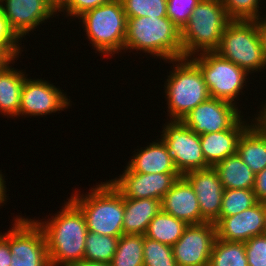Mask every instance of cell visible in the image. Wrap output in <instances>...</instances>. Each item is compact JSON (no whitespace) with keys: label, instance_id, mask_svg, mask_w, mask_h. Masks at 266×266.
<instances>
[{"label":"cell","instance_id":"cell-1","mask_svg":"<svg viewBox=\"0 0 266 266\" xmlns=\"http://www.w3.org/2000/svg\"><path fill=\"white\" fill-rule=\"evenodd\" d=\"M67 200L48 219H33L44 233L51 266L84 260L88 233L85 216L70 198Z\"/></svg>","mask_w":266,"mask_h":266},{"label":"cell","instance_id":"cell-2","mask_svg":"<svg viewBox=\"0 0 266 266\" xmlns=\"http://www.w3.org/2000/svg\"><path fill=\"white\" fill-rule=\"evenodd\" d=\"M134 50L164 62L183 58L181 30L168 17H127L124 52Z\"/></svg>","mask_w":266,"mask_h":266},{"label":"cell","instance_id":"cell-3","mask_svg":"<svg viewBox=\"0 0 266 266\" xmlns=\"http://www.w3.org/2000/svg\"><path fill=\"white\" fill-rule=\"evenodd\" d=\"M96 184L85 194L78 189L73 191L70 199L84 214L88 231L120 238L123 235L124 197L109 180Z\"/></svg>","mask_w":266,"mask_h":266},{"label":"cell","instance_id":"cell-4","mask_svg":"<svg viewBox=\"0 0 266 266\" xmlns=\"http://www.w3.org/2000/svg\"><path fill=\"white\" fill-rule=\"evenodd\" d=\"M166 63L173 64L163 85L168 105L167 120H182L197 105L209 99L210 93L201 70L189 57Z\"/></svg>","mask_w":266,"mask_h":266},{"label":"cell","instance_id":"cell-5","mask_svg":"<svg viewBox=\"0 0 266 266\" xmlns=\"http://www.w3.org/2000/svg\"><path fill=\"white\" fill-rule=\"evenodd\" d=\"M79 19L78 22H82V28L87 36L85 39H88L96 54L109 59V56L114 57L115 54L124 51L127 16L121 0H112L88 10L80 15Z\"/></svg>","mask_w":266,"mask_h":266},{"label":"cell","instance_id":"cell-6","mask_svg":"<svg viewBox=\"0 0 266 266\" xmlns=\"http://www.w3.org/2000/svg\"><path fill=\"white\" fill-rule=\"evenodd\" d=\"M231 20L222 0H201L181 30L183 57L215 51Z\"/></svg>","mask_w":266,"mask_h":266},{"label":"cell","instance_id":"cell-7","mask_svg":"<svg viewBox=\"0 0 266 266\" xmlns=\"http://www.w3.org/2000/svg\"><path fill=\"white\" fill-rule=\"evenodd\" d=\"M215 52L243 68L249 75L266 69L256 19H232L223 31Z\"/></svg>","mask_w":266,"mask_h":266},{"label":"cell","instance_id":"cell-8","mask_svg":"<svg viewBox=\"0 0 266 266\" xmlns=\"http://www.w3.org/2000/svg\"><path fill=\"white\" fill-rule=\"evenodd\" d=\"M189 58L201 70L210 97L241 106L237 101H241L240 95L245 94L243 88L248 86L247 82L250 80L249 74L243 68L215 51L201 52Z\"/></svg>","mask_w":266,"mask_h":266},{"label":"cell","instance_id":"cell-9","mask_svg":"<svg viewBox=\"0 0 266 266\" xmlns=\"http://www.w3.org/2000/svg\"><path fill=\"white\" fill-rule=\"evenodd\" d=\"M7 232L0 235L8 242L12 253L10 266H51L45 236L31 218L16 215Z\"/></svg>","mask_w":266,"mask_h":266},{"label":"cell","instance_id":"cell-10","mask_svg":"<svg viewBox=\"0 0 266 266\" xmlns=\"http://www.w3.org/2000/svg\"><path fill=\"white\" fill-rule=\"evenodd\" d=\"M163 125L159 136L166 144L181 176L190 171L210 168L202 153L199 134L181 120H167Z\"/></svg>","mask_w":266,"mask_h":266},{"label":"cell","instance_id":"cell-11","mask_svg":"<svg viewBox=\"0 0 266 266\" xmlns=\"http://www.w3.org/2000/svg\"><path fill=\"white\" fill-rule=\"evenodd\" d=\"M27 77L23 83L18 117H43L56 112L61 113L71 107L70 96H67L63 89L44 78L42 80Z\"/></svg>","mask_w":266,"mask_h":266},{"label":"cell","instance_id":"cell-12","mask_svg":"<svg viewBox=\"0 0 266 266\" xmlns=\"http://www.w3.org/2000/svg\"><path fill=\"white\" fill-rule=\"evenodd\" d=\"M0 11L21 40H26L25 36L36 31L40 24L59 16L53 0H0Z\"/></svg>","mask_w":266,"mask_h":266},{"label":"cell","instance_id":"cell-13","mask_svg":"<svg viewBox=\"0 0 266 266\" xmlns=\"http://www.w3.org/2000/svg\"><path fill=\"white\" fill-rule=\"evenodd\" d=\"M243 107L210 97L181 120L193 132L202 135L230 129L243 115ZM241 109V110H240Z\"/></svg>","mask_w":266,"mask_h":266},{"label":"cell","instance_id":"cell-14","mask_svg":"<svg viewBox=\"0 0 266 266\" xmlns=\"http://www.w3.org/2000/svg\"><path fill=\"white\" fill-rule=\"evenodd\" d=\"M216 238L214 223L187 225L181 238L172 246L177 266H209Z\"/></svg>","mask_w":266,"mask_h":266},{"label":"cell","instance_id":"cell-15","mask_svg":"<svg viewBox=\"0 0 266 266\" xmlns=\"http://www.w3.org/2000/svg\"><path fill=\"white\" fill-rule=\"evenodd\" d=\"M179 177H181L179 173L130 172L125 167L122 174L109 181L124 198H152L161 201Z\"/></svg>","mask_w":266,"mask_h":266},{"label":"cell","instance_id":"cell-16","mask_svg":"<svg viewBox=\"0 0 266 266\" xmlns=\"http://www.w3.org/2000/svg\"><path fill=\"white\" fill-rule=\"evenodd\" d=\"M196 193L202 219L216 223L222 207L224 188L217 171L213 168L190 171L183 175Z\"/></svg>","mask_w":266,"mask_h":266},{"label":"cell","instance_id":"cell-17","mask_svg":"<svg viewBox=\"0 0 266 266\" xmlns=\"http://www.w3.org/2000/svg\"><path fill=\"white\" fill-rule=\"evenodd\" d=\"M265 203L254 206L229 217L219 218L215 223L217 239L243 242L254 236L264 234Z\"/></svg>","mask_w":266,"mask_h":266},{"label":"cell","instance_id":"cell-18","mask_svg":"<svg viewBox=\"0 0 266 266\" xmlns=\"http://www.w3.org/2000/svg\"><path fill=\"white\" fill-rule=\"evenodd\" d=\"M161 210L184 221L187 225L205 222L201 216L196 193L183 176L178 178L162 198Z\"/></svg>","mask_w":266,"mask_h":266},{"label":"cell","instance_id":"cell-19","mask_svg":"<svg viewBox=\"0 0 266 266\" xmlns=\"http://www.w3.org/2000/svg\"><path fill=\"white\" fill-rule=\"evenodd\" d=\"M242 116L230 129L200 135L201 149L210 167L230 155L237 153V145L242 133L254 122L251 116ZM251 118V120H249ZM249 120V122H248ZM251 122V123H250Z\"/></svg>","mask_w":266,"mask_h":266},{"label":"cell","instance_id":"cell-20","mask_svg":"<svg viewBox=\"0 0 266 266\" xmlns=\"http://www.w3.org/2000/svg\"><path fill=\"white\" fill-rule=\"evenodd\" d=\"M157 139L132 152L135 153L125 166L130 172L142 174L178 173L166 144L161 138Z\"/></svg>","mask_w":266,"mask_h":266},{"label":"cell","instance_id":"cell-21","mask_svg":"<svg viewBox=\"0 0 266 266\" xmlns=\"http://www.w3.org/2000/svg\"><path fill=\"white\" fill-rule=\"evenodd\" d=\"M16 60L0 69V114L13 119L18 118L23 83L28 76L25 70L12 67Z\"/></svg>","mask_w":266,"mask_h":266},{"label":"cell","instance_id":"cell-22","mask_svg":"<svg viewBox=\"0 0 266 266\" xmlns=\"http://www.w3.org/2000/svg\"><path fill=\"white\" fill-rule=\"evenodd\" d=\"M160 210V200L124 198L123 234L145 235L150 221Z\"/></svg>","mask_w":266,"mask_h":266},{"label":"cell","instance_id":"cell-23","mask_svg":"<svg viewBox=\"0 0 266 266\" xmlns=\"http://www.w3.org/2000/svg\"><path fill=\"white\" fill-rule=\"evenodd\" d=\"M237 154L255 174L266 168V132L255 121L240 136Z\"/></svg>","mask_w":266,"mask_h":266},{"label":"cell","instance_id":"cell-24","mask_svg":"<svg viewBox=\"0 0 266 266\" xmlns=\"http://www.w3.org/2000/svg\"><path fill=\"white\" fill-rule=\"evenodd\" d=\"M224 189H253L255 173L235 153L213 167Z\"/></svg>","mask_w":266,"mask_h":266},{"label":"cell","instance_id":"cell-25","mask_svg":"<svg viewBox=\"0 0 266 266\" xmlns=\"http://www.w3.org/2000/svg\"><path fill=\"white\" fill-rule=\"evenodd\" d=\"M187 224L162 210L150 221L145 237L173 246L182 236Z\"/></svg>","mask_w":266,"mask_h":266},{"label":"cell","instance_id":"cell-26","mask_svg":"<svg viewBox=\"0 0 266 266\" xmlns=\"http://www.w3.org/2000/svg\"><path fill=\"white\" fill-rule=\"evenodd\" d=\"M144 236L123 234L117 244V249L110 262L111 266H143Z\"/></svg>","mask_w":266,"mask_h":266},{"label":"cell","instance_id":"cell-27","mask_svg":"<svg viewBox=\"0 0 266 266\" xmlns=\"http://www.w3.org/2000/svg\"><path fill=\"white\" fill-rule=\"evenodd\" d=\"M209 266H248L245 243L216 238Z\"/></svg>","mask_w":266,"mask_h":266},{"label":"cell","instance_id":"cell-28","mask_svg":"<svg viewBox=\"0 0 266 266\" xmlns=\"http://www.w3.org/2000/svg\"><path fill=\"white\" fill-rule=\"evenodd\" d=\"M118 240L119 237L100 235L88 231L84 260L110 264L117 249Z\"/></svg>","mask_w":266,"mask_h":266},{"label":"cell","instance_id":"cell-29","mask_svg":"<svg viewBox=\"0 0 266 266\" xmlns=\"http://www.w3.org/2000/svg\"><path fill=\"white\" fill-rule=\"evenodd\" d=\"M257 202L253 189H224L219 218L236 215Z\"/></svg>","mask_w":266,"mask_h":266},{"label":"cell","instance_id":"cell-30","mask_svg":"<svg viewBox=\"0 0 266 266\" xmlns=\"http://www.w3.org/2000/svg\"><path fill=\"white\" fill-rule=\"evenodd\" d=\"M127 17H167V0H121Z\"/></svg>","mask_w":266,"mask_h":266},{"label":"cell","instance_id":"cell-31","mask_svg":"<svg viewBox=\"0 0 266 266\" xmlns=\"http://www.w3.org/2000/svg\"><path fill=\"white\" fill-rule=\"evenodd\" d=\"M143 266H177L172 246L160 243L144 236Z\"/></svg>","mask_w":266,"mask_h":266},{"label":"cell","instance_id":"cell-32","mask_svg":"<svg viewBox=\"0 0 266 266\" xmlns=\"http://www.w3.org/2000/svg\"><path fill=\"white\" fill-rule=\"evenodd\" d=\"M261 1L264 0H222L227 15L239 20H255L263 16Z\"/></svg>","mask_w":266,"mask_h":266},{"label":"cell","instance_id":"cell-33","mask_svg":"<svg viewBox=\"0 0 266 266\" xmlns=\"http://www.w3.org/2000/svg\"><path fill=\"white\" fill-rule=\"evenodd\" d=\"M22 41L10 28L7 19L0 11V53L8 61L18 59L24 49Z\"/></svg>","mask_w":266,"mask_h":266},{"label":"cell","instance_id":"cell-34","mask_svg":"<svg viewBox=\"0 0 266 266\" xmlns=\"http://www.w3.org/2000/svg\"><path fill=\"white\" fill-rule=\"evenodd\" d=\"M200 1L201 0H167V17L182 30Z\"/></svg>","mask_w":266,"mask_h":266},{"label":"cell","instance_id":"cell-35","mask_svg":"<svg viewBox=\"0 0 266 266\" xmlns=\"http://www.w3.org/2000/svg\"><path fill=\"white\" fill-rule=\"evenodd\" d=\"M111 1L112 0H61L57 4V14H64L65 16L63 17H68V19H71L72 17V19L76 21V18L84 12ZM61 12H63V14Z\"/></svg>","mask_w":266,"mask_h":266},{"label":"cell","instance_id":"cell-36","mask_svg":"<svg viewBox=\"0 0 266 266\" xmlns=\"http://www.w3.org/2000/svg\"><path fill=\"white\" fill-rule=\"evenodd\" d=\"M248 266H266V234L257 235L245 242Z\"/></svg>","mask_w":266,"mask_h":266},{"label":"cell","instance_id":"cell-37","mask_svg":"<svg viewBox=\"0 0 266 266\" xmlns=\"http://www.w3.org/2000/svg\"><path fill=\"white\" fill-rule=\"evenodd\" d=\"M253 191L258 202L266 203V168L255 174Z\"/></svg>","mask_w":266,"mask_h":266},{"label":"cell","instance_id":"cell-38","mask_svg":"<svg viewBox=\"0 0 266 266\" xmlns=\"http://www.w3.org/2000/svg\"><path fill=\"white\" fill-rule=\"evenodd\" d=\"M12 264V253L8 242L0 235V266Z\"/></svg>","mask_w":266,"mask_h":266},{"label":"cell","instance_id":"cell-39","mask_svg":"<svg viewBox=\"0 0 266 266\" xmlns=\"http://www.w3.org/2000/svg\"><path fill=\"white\" fill-rule=\"evenodd\" d=\"M256 27L259 32L261 47L266 58V14L256 19Z\"/></svg>","mask_w":266,"mask_h":266},{"label":"cell","instance_id":"cell-40","mask_svg":"<svg viewBox=\"0 0 266 266\" xmlns=\"http://www.w3.org/2000/svg\"><path fill=\"white\" fill-rule=\"evenodd\" d=\"M264 101L265 104L262 101L261 109L256 111L258 112L257 114H254V121L266 132V100Z\"/></svg>","mask_w":266,"mask_h":266},{"label":"cell","instance_id":"cell-41","mask_svg":"<svg viewBox=\"0 0 266 266\" xmlns=\"http://www.w3.org/2000/svg\"><path fill=\"white\" fill-rule=\"evenodd\" d=\"M2 170H0V207L1 206H3L4 207V205L5 204H7L6 202H8L7 200H8V198H9V196H7V195H9V194H6L7 193V185H6V179H5V174H2L3 172H1Z\"/></svg>","mask_w":266,"mask_h":266},{"label":"cell","instance_id":"cell-42","mask_svg":"<svg viewBox=\"0 0 266 266\" xmlns=\"http://www.w3.org/2000/svg\"><path fill=\"white\" fill-rule=\"evenodd\" d=\"M63 266H111L109 263L102 262H91L87 260L69 262L64 264Z\"/></svg>","mask_w":266,"mask_h":266},{"label":"cell","instance_id":"cell-43","mask_svg":"<svg viewBox=\"0 0 266 266\" xmlns=\"http://www.w3.org/2000/svg\"><path fill=\"white\" fill-rule=\"evenodd\" d=\"M9 61L0 53V69Z\"/></svg>","mask_w":266,"mask_h":266},{"label":"cell","instance_id":"cell-44","mask_svg":"<svg viewBox=\"0 0 266 266\" xmlns=\"http://www.w3.org/2000/svg\"><path fill=\"white\" fill-rule=\"evenodd\" d=\"M265 228H264V234H266V203H265Z\"/></svg>","mask_w":266,"mask_h":266},{"label":"cell","instance_id":"cell-45","mask_svg":"<svg viewBox=\"0 0 266 266\" xmlns=\"http://www.w3.org/2000/svg\"><path fill=\"white\" fill-rule=\"evenodd\" d=\"M56 4H58L61 0H53Z\"/></svg>","mask_w":266,"mask_h":266}]
</instances>
